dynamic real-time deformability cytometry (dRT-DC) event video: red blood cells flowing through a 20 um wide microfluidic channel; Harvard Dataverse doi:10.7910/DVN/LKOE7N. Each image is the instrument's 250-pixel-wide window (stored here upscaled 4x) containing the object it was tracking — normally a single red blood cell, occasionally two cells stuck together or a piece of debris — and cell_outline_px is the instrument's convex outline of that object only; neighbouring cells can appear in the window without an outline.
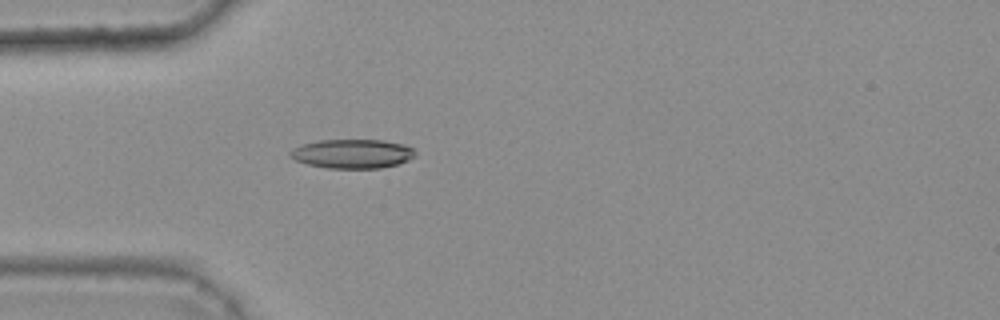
{"species": "common noctule bat (a hibernating species)", "species_latin": "Nyctalus noctula", "temperature_condition": "warm", "stored_images_in_passage": 32, "camera_frame_rate_fps": 3000, "um_per_image_px": 0.085, "animal": {"sex": "female", "body_mass_g": 25.1}, "frame": {"image": 1, "passage_image": 1, "time_ms": 0.0, "image_size_px": [1000, 320], "cell_outline_px": [[416, 156], [408, 160], [396, 164], [380, 168], [328, 168], [308, 164], [296, 160], [288, 156], [288, 152], [304, 144], [320, 140], [384, 140], [404, 144], [412, 148], [416, 152]], "centroid_in_image_um": [29.98, 13.06], "position_along_channel_um": 55.0, "area_um2": 21.1}}
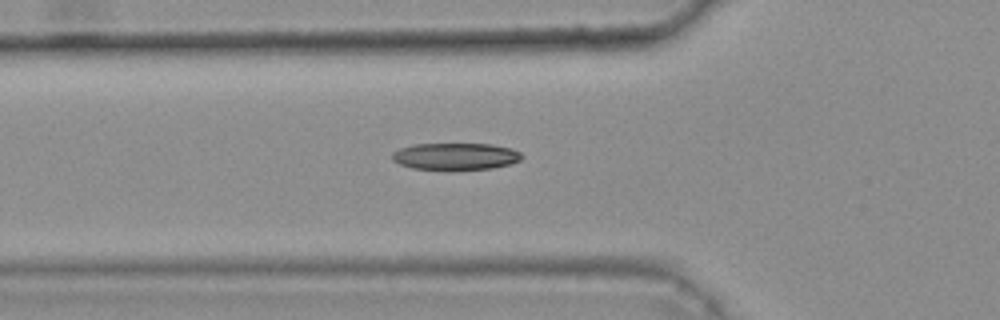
{"frame": {"image": 2, "passage_image": 4, "time_ms": 1.0, "image_size_px": [1000, 320], "cell_outline_px": [[524, 156], [520, 160], [508, 164], [492, 168], [448, 172], [412, 168], [400, 164], [392, 160], [392, 152], [400, 148], [412, 144], [492, 144], [512, 148], [520, 152]], "centroid_in_image_um": [38.7, 13.32], "position_along_channel_um": 87.1, "area_um2": 21.04}}
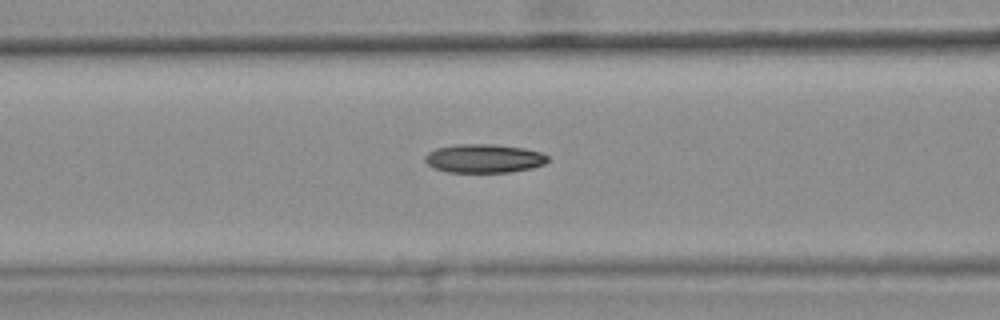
{"frame": {"image": 3, "passage_image": 7, "time_ms": 2.0, "image_size_px": [1000, 320], "cell_outline_px": [[548, 160], [544, 164], [532, 168], [508, 172], [448, 172], [436, 168], [428, 164], [424, 160], [424, 156], [428, 152], [436, 148], [456, 144], [492, 144], [524, 148], [540, 152], [548, 156]], "centroid_in_image_um": [41.13, 13.46], "position_along_channel_um": 125.5, "area_um2": 20.46}, "authors_computed_cell_mechanics": {"area_um2": 20.2878, "velocity_mm_per_s": 3.7877, "shape_relaxation_time_tau1_ms": null, "shape_relaxation_time_tau2_ms": 10.0125, "deformation_change_tau1": null, "deformation_change_tau2": 0.1925}}